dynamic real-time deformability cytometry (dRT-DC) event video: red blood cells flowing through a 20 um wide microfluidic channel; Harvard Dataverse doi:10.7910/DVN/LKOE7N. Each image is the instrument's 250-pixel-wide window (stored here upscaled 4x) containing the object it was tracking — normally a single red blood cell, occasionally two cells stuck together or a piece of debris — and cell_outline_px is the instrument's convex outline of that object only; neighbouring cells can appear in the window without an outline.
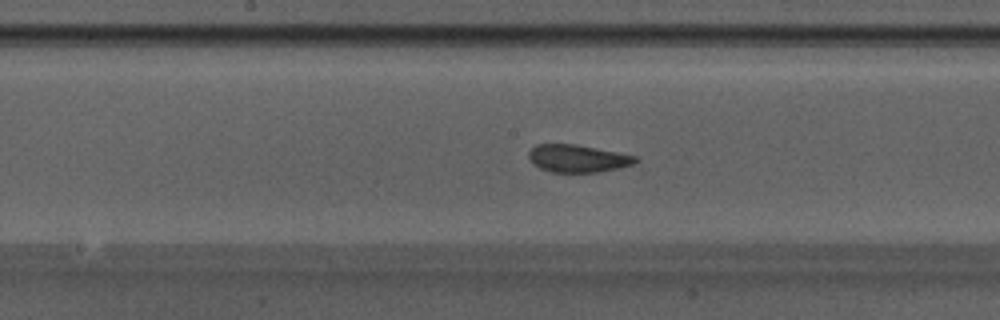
{"species": "Egyptian fruit bat (a non-hibernating species)", "species_latin": "Rousettus aegyptiacus", "temperature_condition": "warm", "stored_images_in_passage": 49, "camera_frame_rate_fps": 3000, "um_per_image_px": 0.085, "animal": {"sex": "male"}, "frame": {"image": 1, "passage_image": 25, "time_ms": 8.0, "image_size_px": [1000, 320], "cell_outline_px": [[640, 160], [632, 164], [600, 172], [552, 172], [540, 168], [532, 164], [528, 156], [528, 152], [536, 144], [576, 144], [636, 156]], "centroid_in_image_um": [49.07, 13.47], "position_along_channel_um": 199.1, "area_um2": 17.05}}
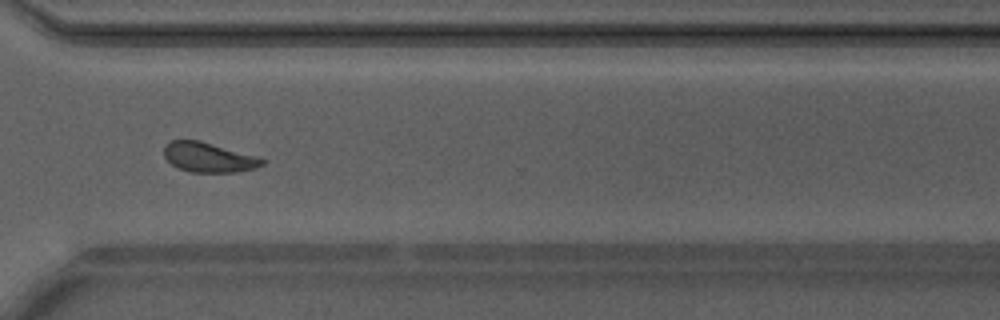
{"frame": {"image": 2, "passage_image": 36, "time_ms": 11.667, "image_size_px": [1000, 320], "cell_outline_px": [[264, 164], [256, 168], [236, 172], [192, 172], [180, 168], [172, 164], [164, 156], [164, 148], [172, 140], [200, 140], [260, 156], [264, 160]], "centroid_in_image_um": [17.79, 13.37], "position_along_channel_um": 352.8, "area_um2": 17.05}}
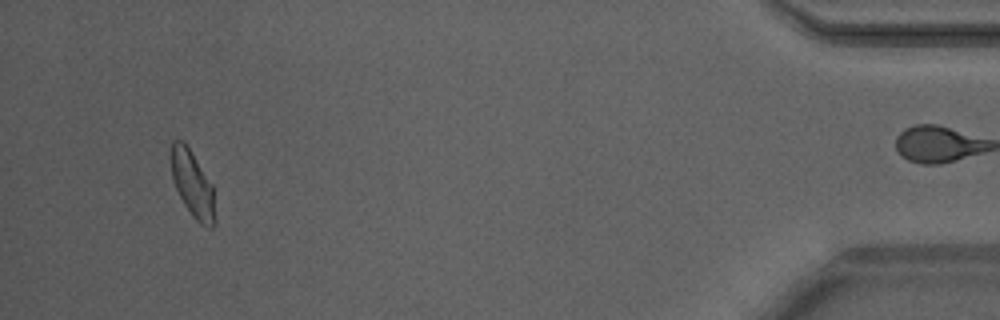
{"frame": {"image": 3, "passage_image": 46, "time_ms": 15.0, "image_size_px": [1000, 320], "cell_outline_px": [[216, 224], [212, 228], [208, 228], [200, 224], [192, 216], [184, 204], [172, 180], [168, 156], [172, 140], [184, 140], [212, 184], [216, 220]], "centroid_in_image_um": [16.33, 15.62], "position_along_channel_um": 418.9, "area_um2": 17.51}, "authors_computed_cell_mechanics": {"area_um2": 17.5712, "velocity_mm_per_s": 4.186, "shape_relaxation_time_tau1_ms": 5.2785, "shape_relaxation_time_tau2_ms": null, "deformation_change_tau1": 0.1362, "deformation_change_tau2": null}}